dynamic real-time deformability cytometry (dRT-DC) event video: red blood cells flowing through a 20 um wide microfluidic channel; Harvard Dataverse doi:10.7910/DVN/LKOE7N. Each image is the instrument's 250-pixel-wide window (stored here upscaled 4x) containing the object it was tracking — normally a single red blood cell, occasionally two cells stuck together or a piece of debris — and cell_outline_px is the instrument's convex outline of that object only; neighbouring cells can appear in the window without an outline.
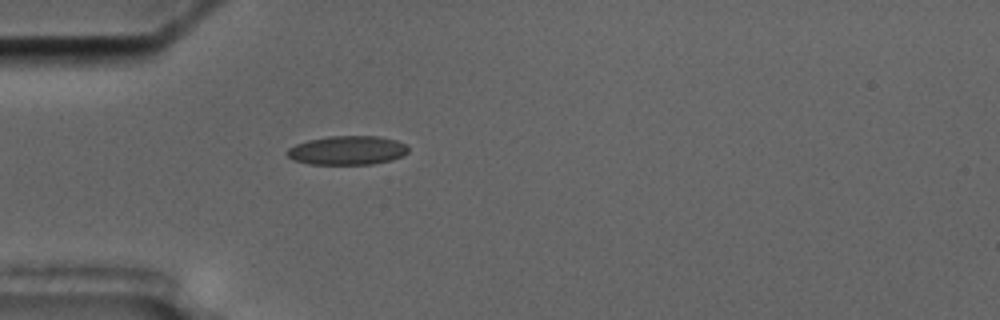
{"species": "common noctule bat (a hibernating species)", "species_latin": "Nyctalus noctula", "temperature_condition": "cold", "stored_images_in_passage": 4, "camera_frame_rate_fps": 3000, "um_per_image_px": 0.085, "animal": {"sex": "male", "body_mass_g": 17.5, "forearm_length_mm": 52.3}, "frame": {"image": 1, "passage_image": 4, "time_ms": 3.667, "image_size_px": [1000, 320], "cell_outline_px": [[408, 152], [404, 156], [392, 160], [372, 164], [308, 164], [292, 160], [284, 152], [288, 148], [296, 144], [308, 140], [328, 136], [380, 136], [396, 140], [408, 144]], "centroid_in_image_um": [29.53, 12.78], "position_along_channel_um": 55.5, "area_um2": 20.75}}